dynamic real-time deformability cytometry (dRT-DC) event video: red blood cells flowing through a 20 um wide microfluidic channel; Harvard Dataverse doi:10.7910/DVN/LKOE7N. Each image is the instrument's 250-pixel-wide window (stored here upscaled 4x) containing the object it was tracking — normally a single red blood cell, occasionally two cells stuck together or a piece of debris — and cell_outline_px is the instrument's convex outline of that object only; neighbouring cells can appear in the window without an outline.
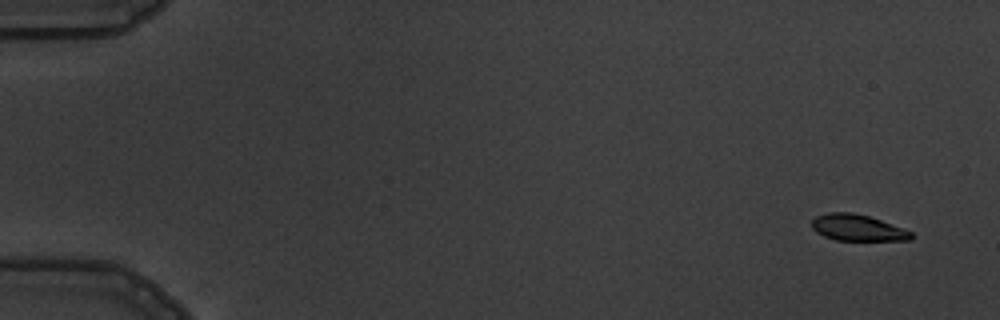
{"species": "common noctule bat (a hibernating species)", "species_latin": "Nyctalus noctula", "temperature_condition": "warm", "stored_images_in_passage": 5, "camera_frame_rate_fps": 3000, "um_per_image_px": 0.085, "animal": {"sex": "male", "body_mass_g": 19.5, "forearm_length_mm": 54.6}, "frame": {"image": 1, "passage_image": 2, "time_ms": 1.0, "image_size_px": [1000, 320], "cell_outline_px": [[912, 240], [836, 240], [824, 236], [816, 232], [812, 228], [812, 220], [816, 216], [828, 212], [852, 212], [868, 216], [904, 228], [912, 232]], "centroid_in_image_um": [72.88, 19.35], "position_along_channel_um": 12.1, "area_um2": 15.2}}
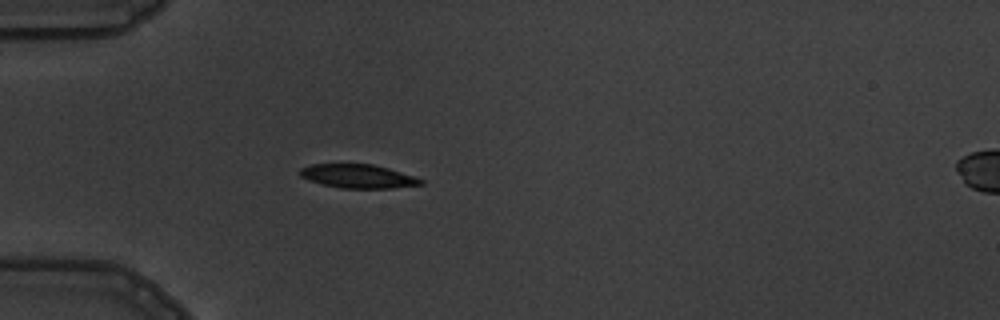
{"frame": {"image": 2, "passage_image": 5, "time_ms": 5.667, "image_size_px": [1000, 320], "cell_outline_px": [[424, 184], [392, 188], [340, 188], [308, 180], [300, 176], [300, 168], [312, 164], [372, 164], [388, 168], [416, 176], [424, 180]], "centroid_in_image_um": [30.46, 14.98], "position_along_channel_um": 54.5, "area_um2": 16.7}}